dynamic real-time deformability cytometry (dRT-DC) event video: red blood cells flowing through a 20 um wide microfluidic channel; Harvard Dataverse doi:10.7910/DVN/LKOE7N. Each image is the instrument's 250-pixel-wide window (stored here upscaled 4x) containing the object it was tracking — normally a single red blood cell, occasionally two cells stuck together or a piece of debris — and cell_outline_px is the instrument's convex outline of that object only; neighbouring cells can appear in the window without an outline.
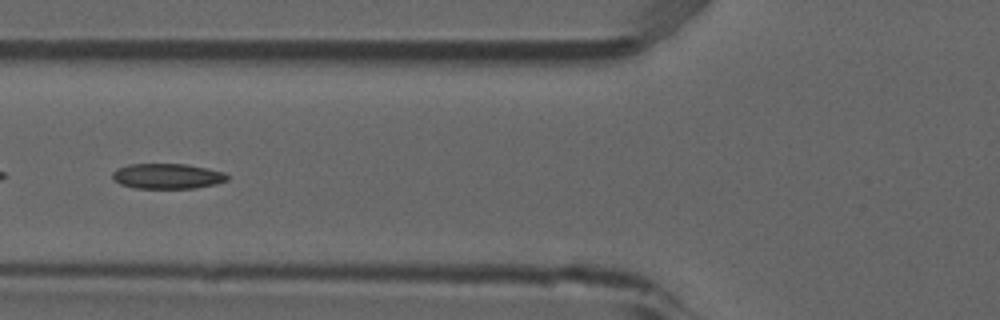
{"species": "common noctule bat (a hibernating species)", "species_latin": "Nyctalus noctula", "temperature_condition": "room temperature", "stored_images_in_passage": 8, "camera_frame_rate_fps": 3000, "um_per_image_px": 0.085, "animal": {"sex": "male", "forearm_length_mm": 52.5}, "frame": {"image": 1, "passage_image": 6, "time_ms": 1.667, "image_size_px": [1000, 320], "cell_outline_px": [[228, 180], [216, 184], [196, 188], [136, 188], [120, 184], [112, 180], [112, 172], [128, 164], [184, 164], [224, 172], [228, 176]], "centroid_in_image_um": [14.21, 14.98], "position_along_channel_um": 111.6, "area_um2": 16.82}}
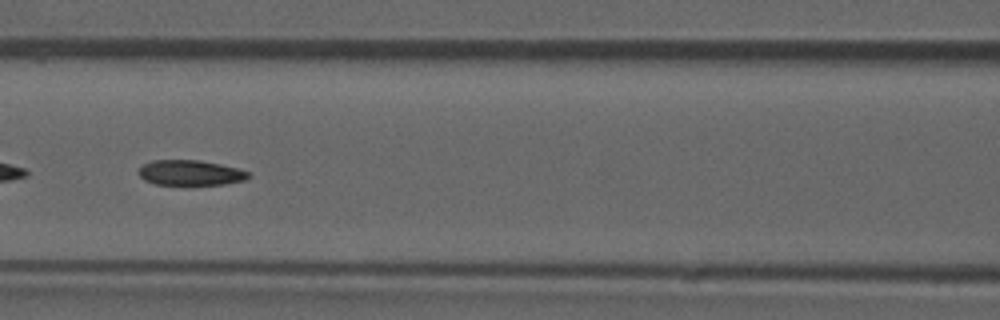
{"frame": {"image": 2, "passage_image": 7, "time_ms": 2.0, "image_size_px": [1000, 320], "cell_outline_px": [[252, 176], [244, 180], [224, 184], [156, 184], [144, 180], [136, 172], [144, 164], [152, 160], [200, 160], [220, 164], [236, 168], [248, 172]], "centroid_in_image_um": [16.16, 14.68], "position_along_channel_um": 150.4, "area_um2": 16.01}}